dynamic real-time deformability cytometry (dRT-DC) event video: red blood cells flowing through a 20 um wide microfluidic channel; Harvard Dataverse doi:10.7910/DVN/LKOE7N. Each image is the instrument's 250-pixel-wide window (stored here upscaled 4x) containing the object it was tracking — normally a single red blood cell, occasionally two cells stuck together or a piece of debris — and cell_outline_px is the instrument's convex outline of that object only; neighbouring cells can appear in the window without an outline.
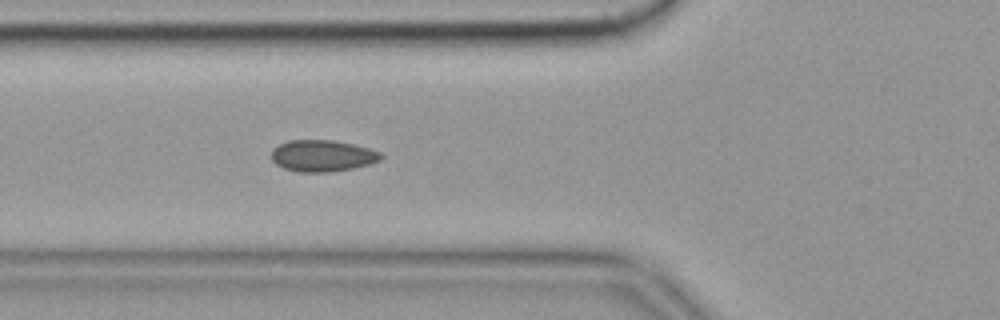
{"species": "common noctule bat (a hibernating species)", "species_latin": "Nyctalus noctula", "temperature_condition": "cold", "stored_images_in_passage": 43, "camera_frame_rate_fps": 3000, "um_per_image_px": 0.085, "animal": {"sex": "female", "body_mass_g": 19.9}, "frame": {"image": 1, "passage_image": 7, "time_ms": 2.0, "image_size_px": [1000, 320], "cell_outline_px": [[384, 156], [380, 160], [368, 164], [352, 168], [328, 172], [296, 172], [284, 168], [276, 164], [272, 160], [272, 148], [288, 140], [332, 140], [352, 144], [368, 148], [380, 152]], "centroid_in_image_um": [27.38, 13.24], "position_along_channel_um": 98.4, "area_um2": 20.06}, "authors_computed_cell_mechanics": {"area_um2": 19.5942, "velocity_mm_per_s": 3.5261, "shape_relaxation_time_tau1_ms": null, "shape_relaxation_time_tau2_ms": 1.4483, "deformation_change_tau1": null, "deformation_change_tau2": 0.0615}}